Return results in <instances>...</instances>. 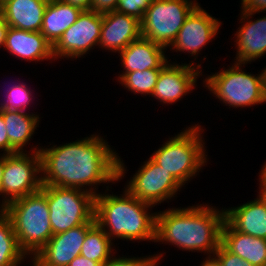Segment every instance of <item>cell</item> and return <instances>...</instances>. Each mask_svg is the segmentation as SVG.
I'll list each match as a JSON object with an SVG mask.
<instances>
[{
    "label": "cell",
    "mask_w": 266,
    "mask_h": 266,
    "mask_svg": "<svg viewBox=\"0 0 266 266\" xmlns=\"http://www.w3.org/2000/svg\"><path fill=\"white\" fill-rule=\"evenodd\" d=\"M103 137L95 132L58 146H41L42 185L77 188L96 196L99 186L108 189L124 179L129 171L125 161Z\"/></svg>",
    "instance_id": "6da1fadb"
},
{
    "label": "cell",
    "mask_w": 266,
    "mask_h": 266,
    "mask_svg": "<svg viewBox=\"0 0 266 266\" xmlns=\"http://www.w3.org/2000/svg\"><path fill=\"white\" fill-rule=\"evenodd\" d=\"M212 205L203 202L158 210L154 243L173 245L183 252L214 255L221 244L225 210Z\"/></svg>",
    "instance_id": "7a4b0ae2"
},
{
    "label": "cell",
    "mask_w": 266,
    "mask_h": 266,
    "mask_svg": "<svg viewBox=\"0 0 266 266\" xmlns=\"http://www.w3.org/2000/svg\"><path fill=\"white\" fill-rule=\"evenodd\" d=\"M110 188L112 186L95 196L96 223L113 242L120 239L153 243L157 215L153 212L154 206L135 198L125 188L117 195Z\"/></svg>",
    "instance_id": "3957f363"
},
{
    "label": "cell",
    "mask_w": 266,
    "mask_h": 266,
    "mask_svg": "<svg viewBox=\"0 0 266 266\" xmlns=\"http://www.w3.org/2000/svg\"><path fill=\"white\" fill-rule=\"evenodd\" d=\"M183 129L174 136H168L150 157L186 187L207 166L210 158L204 140L205 127L198 122Z\"/></svg>",
    "instance_id": "277c9868"
},
{
    "label": "cell",
    "mask_w": 266,
    "mask_h": 266,
    "mask_svg": "<svg viewBox=\"0 0 266 266\" xmlns=\"http://www.w3.org/2000/svg\"><path fill=\"white\" fill-rule=\"evenodd\" d=\"M2 210L12 221L18 245L28 258L34 257L53 236L46 185L11 201Z\"/></svg>",
    "instance_id": "5b68a950"
},
{
    "label": "cell",
    "mask_w": 266,
    "mask_h": 266,
    "mask_svg": "<svg viewBox=\"0 0 266 266\" xmlns=\"http://www.w3.org/2000/svg\"><path fill=\"white\" fill-rule=\"evenodd\" d=\"M232 62L231 66H223L218 72L206 76L203 73V87L210 91L208 93L215 99H219L217 102L228 106L229 109H245L266 104L261 72L249 73L243 68L247 64Z\"/></svg>",
    "instance_id": "8992f818"
},
{
    "label": "cell",
    "mask_w": 266,
    "mask_h": 266,
    "mask_svg": "<svg viewBox=\"0 0 266 266\" xmlns=\"http://www.w3.org/2000/svg\"><path fill=\"white\" fill-rule=\"evenodd\" d=\"M46 198L53 235L84 223H96L93 194L77 188L46 186Z\"/></svg>",
    "instance_id": "52a82bcc"
},
{
    "label": "cell",
    "mask_w": 266,
    "mask_h": 266,
    "mask_svg": "<svg viewBox=\"0 0 266 266\" xmlns=\"http://www.w3.org/2000/svg\"><path fill=\"white\" fill-rule=\"evenodd\" d=\"M199 4L198 0H154L140 22L141 37L168 49Z\"/></svg>",
    "instance_id": "ba28073f"
},
{
    "label": "cell",
    "mask_w": 266,
    "mask_h": 266,
    "mask_svg": "<svg viewBox=\"0 0 266 266\" xmlns=\"http://www.w3.org/2000/svg\"><path fill=\"white\" fill-rule=\"evenodd\" d=\"M42 188L39 152H18L4 155L0 209L8 203Z\"/></svg>",
    "instance_id": "9c48e42d"
},
{
    "label": "cell",
    "mask_w": 266,
    "mask_h": 266,
    "mask_svg": "<svg viewBox=\"0 0 266 266\" xmlns=\"http://www.w3.org/2000/svg\"><path fill=\"white\" fill-rule=\"evenodd\" d=\"M212 15L199 4L186 18L178 32L177 38L167 49V53L170 50L173 53L177 52V54L180 52L178 55L185 53V55H189L188 58L192 56L193 58L191 59L193 60L188 61L189 64L203 70L201 64L204 63L207 57L203 56V61L199 63L197 60L201 54L200 52L210 42L216 40V36L218 37L220 33L219 29L223 25L220 18L218 19Z\"/></svg>",
    "instance_id": "30bf717a"
},
{
    "label": "cell",
    "mask_w": 266,
    "mask_h": 266,
    "mask_svg": "<svg viewBox=\"0 0 266 266\" xmlns=\"http://www.w3.org/2000/svg\"><path fill=\"white\" fill-rule=\"evenodd\" d=\"M126 181L125 189L135 198L153 205L169 203L183 189L182 185L151 157ZM170 200V201H169Z\"/></svg>",
    "instance_id": "8fae6325"
},
{
    "label": "cell",
    "mask_w": 266,
    "mask_h": 266,
    "mask_svg": "<svg viewBox=\"0 0 266 266\" xmlns=\"http://www.w3.org/2000/svg\"><path fill=\"white\" fill-rule=\"evenodd\" d=\"M102 22L103 14L91 10L82 11L77 21L53 45L55 60H81L80 57L84 58V55L98 48Z\"/></svg>",
    "instance_id": "7c38bea8"
},
{
    "label": "cell",
    "mask_w": 266,
    "mask_h": 266,
    "mask_svg": "<svg viewBox=\"0 0 266 266\" xmlns=\"http://www.w3.org/2000/svg\"><path fill=\"white\" fill-rule=\"evenodd\" d=\"M178 63L170 62L160 71L157 83L153 89L151 98H155L161 104L166 106L177 104L183 100V97L189 96L193 90L197 89V82L203 77V70L190 65L186 61ZM198 79V81H197Z\"/></svg>",
    "instance_id": "4fadbf2b"
},
{
    "label": "cell",
    "mask_w": 266,
    "mask_h": 266,
    "mask_svg": "<svg viewBox=\"0 0 266 266\" xmlns=\"http://www.w3.org/2000/svg\"><path fill=\"white\" fill-rule=\"evenodd\" d=\"M256 12L240 11L238 18L239 27L235 31L234 46L235 57L237 63L251 64L260 58L266 57V15L253 18Z\"/></svg>",
    "instance_id": "5bb4252c"
},
{
    "label": "cell",
    "mask_w": 266,
    "mask_h": 266,
    "mask_svg": "<svg viewBox=\"0 0 266 266\" xmlns=\"http://www.w3.org/2000/svg\"><path fill=\"white\" fill-rule=\"evenodd\" d=\"M95 224L84 223L63 233L54 234L32 258L41 266H68L80 255L85 236Z\"/></svg>",
    "instance_id": "9a60e30c"
},
{
    "label": "cell",
    "mask_w": 266,
    "mask_h": 266,
    "mask_svg": "<svg viewBox=\"0 0 266 266\" xmlns=\"http://www.w3.org/2000/svg\"><path fill=\"white\" fill-rule=\"evenodd\" d=\"M141 37V23L117 10L103 14L99 50L117 54Z\"/></svg>",
    "instance_id": "2e32d148"
},
{
    "label": "cell",
    "mask_w": 266,
    "mask_h": 266,
    "mask_svg": "<svg viewBox=\"0 0 266 266\" xmlns=\"http://www.w3.org/2000/svg\"><path fill=\"white\" fill-rule=\"evenodd\" d=\"M4 49L21 61L29 62H56L53 55L52 44L40 31H26L13 27L8 28Z\"/></svg>",
    "instance_id": "e0dca14e"
},
{
    "label": "cell",
    "mask_w": 266,
    "mask_h": 266,
    "mask_svg": "<svg viewBox=\"0 0 266 266\" xmlns=\"http://www.w3.org/2000/svg\"><path fill=\"white\" fill-rule=\"evenodd\" d=\"M166 51L164 46L140 37L118 53V55L120 54L118 57H120L121 68H123V71L120 72L163 69L171 60Z\"/></svg>",
    "instance_id": "ac0fdd59"
},
{
    "label": "cell",
    "mask_w": 266,
    "mask_h": 266,
    "mask_svg": "<svg viewBox=\"0 0 266 266\" xmlns=\"http://www.w3.org/2000/svg\"><path fill=\"white\" fill-rule=\"evenodd\" d=\"M6 125L9 143L11 144V154L18 152H39L40 143L31 145L30 151H27L28 145L39 127L40 114L38 112L16 111L0 109ZM35 113V114H34Z\"/></svg>",
    "instance_id": "d6986e66"
},
{
    "label": "cell",
    "mask_w": 266,
    "mask_h": 266,
    "mask_svg": "<svg viewBox=\"0 0 266 266\" xmlns=\"http://www.w3.org/2000/svg\"><path fill=\"white\" fill-rule=\"evenodd\" d=\"M225 208V221L234 230L266 239V206L258 196L237 207Z\"/></svg>",
    "instance_id": "ffe728a7"
},
{
    "label": "cell",
    "mask_w": 266,
    "mask_h": 266,
    "mask_svg": "<svg viewBox=\"0 0 266 266\" xmlns=\"http://www.w3.org/2000/svg\"><path fill=\"white\" fill-rule=\"evenodd\" d=\"M49 0H3L0 13L10 27L41 31L43 16Z\"/></svg>",
    "instance_id": "44dd1931"
},
{
    "label": "cell",
    "mask_w": 266,
    "mask_h": 266,
    "mask_svg": "<svg viewBox=\"0 0 266 266\" xmlns=\"http://www.w3.org/2000/svg\"><path fill=\"white\" fill-rule=\"evenodd\" d=\"M221 244L253 266H266V239L236 231L224 221Z\"/></svg>",
    "instance_id": "7402d4cb"
},
{
    "label": "cell",
    "mask_w": 266,
    "mask_h": 266,
    "mask_svg": "<svg viewBox=\"0 0 266 266\" xmlns=\"http://www.w3.org/2000/svg\"><path fill=\"white\" fill-rule=\"evenodd\" d=\"M82 10L61 0H49L41 26L42 35L52 44L77 21Z\"/></svg>",
    "instance_id": "603a6c76"
},
{
    "label": "cell",
    "mask_w": 266,
    "mask_h": 266,
    "mask_svg": "<svg viewBox=\"0 0 266 266\" xmlns=\"http://www.w3.org/2000/svg\"><path fill=\"white\" fill-rule=\"evenodd\" d=\"M119 244L120 243H114L105 231L96 223L87 232L81 247L80 255L103 265L118 252L115 246Z\"/></svg>",
    "instance_id": "cb8c5ba5"
},
{
    "label": "cell",
    "mask_w": 266,
    "mask_h": 266,
    "mask_svg": "<svg viewBox=\"0 0 266 266\" xmlns=\"http://www.w3.org/2000/svg\"><path fill=\"white\" fill-rule=\"evenodd\" d=\"M27 260L18 245L12 221L0 209V266H21Z\"/></svg>",
    "instance_id": "d4e9b609"
},
{
    "label": "cell",
    "mask_w": 266,
    "mask_h": 266,
    "mask_svg": "<svg viewBox=\"0 0 266 266\" xmlns=\"http://www.w3.org/2000/svg\"><path fill=\"white\" fill-rule=\"evenodd\" d=\"M10 80L11 81H7V83L3 82V84L6 85L4 87L5 90L2 89L3 92L2 90L0 91V99L2 96L0 100V109L29 112V109H31L30 107L35 106L34 99L36 98V94H34V89H31L27 81L24 82L23 79L19 80L17 78V80L12 81L11 78Z\"/></svg>",
    "instance_id": "484cf974"
},
{
    "label": "cell",
    "mask_w": 266,
    "mask_h": 266,
    "mask_svg": "<svg viewBox=\"0 0 266 266\" xmlns=\"http://www.w3.org/2000/svg\"><path fill=\"white\" fill-rule=\"evenodd\" d=\"M161 70L162 69H146L144 71L137 70L130 73L119 72V74L116 75V82L135 95H149V97H151Z\"/></svg>",
    "instance_id": "4316f807"
},
{
    "label": "cell",
    "mask_w": 266,
    "mask_h": 266,
    "mask_svg": "<svg viewBox=\"0 0 266 266\" xmlns=\"http://www.w3.org/2000/svg\"><path fill=\"white\" fill-rule=\"evenodd\" d=\"M167 252H157V254H151L146 256H122L113 255L109 260H107L102 266H160L162 260H164ZM164 256V257H163Z\"/></svg>",
    "instance_id": "83f0119b"
},
{
    "label": "cell",
    "mask_w": 266,
    "mask_h": 266,
    "mask_svg": "<svg viewBox=\"0 0 266 266\" xmlns=\"http://www.w3.org/2000/svg\"><path fill=\"white\" fill-rule=\"evenodd\" d=\"M154 0H119L117 11L142 21L145 11Z\"/></svg>",
    "instance_id": "f1b7e54d"
},
{
    "label": "cell",
    "mask_w": 266,
    "mask_h": 266,
    "mask_svg": "<svg viewBox=\"0 0 266 266\" xmlns=\"http://www.w3.org/2000/svg\"><path fill=\"white\" fill-rule=\"evenodd\" d=\"M214 255L219 259L221 266H253L240 256L228 251L222 244L219 245Z\"/></svg>",
    "instance_id": "f546056e"
},
{
    "label": "cell",
    "mask_w": 266,
    "mask_h": 266,
    "mask_svg": "<svg viewBox=\"0 0 266 266\" xmlns=\"http://www.w3.org/2000/svg\"><path fill=\"white\" fill-rule=\"evenodd\" d=\"M119 0H91V11L105 14L117 9Z\"/></svg>",
    "instance_id": "4dcf8cb0"
},
{
    "label": "cell",
    "mask_w": 266,
    "mask_h": 266,
    "mask_svg": "<svg viewBox=\"0 0 266 266\" xmlns=\"http://www.w3.org/2000/svg\"><path fill=\"white\" fill-rule=\"evenodd\" d=\"M240 2V11L266 13V0H240Z\"/></svg>",
    "instance_id": "1f68e13d"
},
{
    "label": "cell",
    "mask_w": 266,
    "mask_h": 266,
    "mask_svg": "<svg viewBox=\"0 0 266 266\" xmlns=\"http://www.w3.org/2000/svg\"><path fill=\"white\" fill-rule=\"evenodd\" d=\"M3 152V153H2ZM11 154V144L7 135L6 125L3 115L0 113V155Z\"/></svg>",
    "instance_id": "d6a6232c"
},
{
    "label": "cell",
    "mask_w": 266,
    "mask_h": 266,
    "mask_svg": "<svg viewBox=\"0 0 266 266\" xmlns=\"http://www.w3.org/2000/svg\"><path fill=\"white\" fill-rule=\"evenodd\" d=\"M68 266H102L99 262L92 261L82 255L75 257Z\"/></svg>",
    "instance_id": "836d02e7"
},
{
    "label": "cell",
    "mask_w": 266,
    "mask_h": 266,
    "mask_svg": "<svg viewBox=\"0 0 266 266\" xmlns=\"http://www.w3.org/2000/svg\"><path fill=\"white\" fill-rule=\"evenodd\" d=\"M65 3L78 7L82 11L91 10V0H61Z\"/></svg>",
    "instance_id": "e575fe53"
},
{
    "label": "cell",
    "mask_w": 266,
    "mask_h": 266,
    "mask_svg": "<svg viewBox=\"0 0 266 266\" xmlns=\"http://www.w3.org/2000/svg\"><path fill=\"white\" fill-rule=\"evenodd\" d=\"M9 28V25L5 21L3 15L0 13V49L4 48L6 33Z\"/></svg>",
    "instance_id": "d590c367"
},
{
    "label": "cell",
    "mask_w": 266,
    "mask_h": 266,
    "mask_svg": "<svg viewBox=\"0 0 266 266\" xmlns=\"http://www.w3.org/2000/svg\"><path fill=\"white\" fill-rule=\"evenodd\" d=\"M259 179L257 181H259V192L256 191L258 193V197L262 200V202L265 204L266 206V179L259 173Z\"/></svg>",
    "instance_id": "8d00e7d4"
},
{
    "label": "cell",
    "mask_w": 266,
    "mask_h": 266,
    "mask_svg": "<svg viewBox=\"0 0 266 266\" xmlns=\"http://www.w3.org/2000/svg\"><path fill=\"white\" fill-rule=\"evenodd\" d=\"M199 266H221V263L215 255H207Z\"/></svg>",
    "instance_id": "74e56055"
},
{
    "label": "cell",
    "mask_w": 266,
    "mask_h": 266,
    "mask_svg": "<svg viewBox=\"0 0 266 266\" xmlns=\"http://www.w3.org/2000/svg\"><path fill=\"white\" fill-rule=\"evenodd\" d=\"M3 169H4V155H0V197H1V183L3 177Z\"/></svg>",
    "instance_id": "f35d334b"
},
{
    "label": "cell",
    "mask_w": 266,
    "mask_h": 266,
    "mask_svg": "<svg viewBox=\"0 0 266 266\" xmlns=\"http://www.w3.org/2000/svg\"><path fill=\"white\" fill-rule=\"evenodd\" d=\"M261 75H262L263 88L266 96V66L263 68V70L261 69Z\"/></svg>",
    "instance_id": "ab89813d"
},
{
    "label": "cell",
    "mask_w": 266,
    "mask_h": 266,
    "mask_svg": "<svg viewBox=\"0 0 266 266\" xmlns=\"http://www.w3.org/2000/svg\"><path fill=\"white\" fill-rule=\"evenodd\" d=\"M263 164L264 165H262L261 171H259V172L266 179V162H264Z\"/></svg>",
    "instance_id": "60d3db41"
},
{
    "label": "cell",
    "mask_w": 266,
    "mask_h": 266,
    "mask_svg": "<svg viewBox=\"0 0 266 266\" xmlns=\"http://www.w3.org/2000/svg\"><path fill=\"white\" fill-rule=\"evenodd\" d=\"M31 261H30V260ZM30 261V262H29ZM28 265H30V266H41L36 260H34L33 258H28ZM32 263V264H31Z\"/></svg>",
    "instance_id": "b9f144b4"
}]
</instances>
